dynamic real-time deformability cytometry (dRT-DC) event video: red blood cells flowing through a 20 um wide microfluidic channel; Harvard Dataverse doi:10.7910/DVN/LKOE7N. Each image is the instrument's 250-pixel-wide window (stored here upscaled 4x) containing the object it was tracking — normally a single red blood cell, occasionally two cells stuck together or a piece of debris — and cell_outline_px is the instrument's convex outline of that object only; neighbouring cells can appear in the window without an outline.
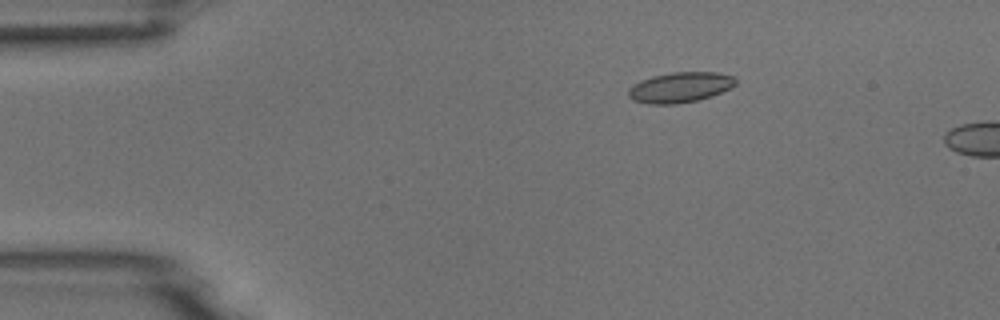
{"species": "common noctule bat (a hibernating species)", "species_latin": "Nyctalus noctula", "temperature_condition": "room temperature", "stored_images_in_passage": 4, "camera_frame_rate_fps": 3000, "um_per_image_px": 0.085, "animal": {"sex": "male", "body_mass_g": 18.8}, "frame": {"image": 1, "passage_image": 2, "time_ms": 1.333, "image_size_px": [1000, 320], "cell_outline_px": [[736, 84], [712, 96], [696, 100], [676, 104], [648, 104], [632, 100], [628, 96], [628, 88], [640, 80], [652, 76], [672, 72], [716, 72], [732, 76], [736, 80]], "centroid_in_image_um": [57.76, 7.42], "position_along_channel_um": 27.2, "area_um2": 18.9}}